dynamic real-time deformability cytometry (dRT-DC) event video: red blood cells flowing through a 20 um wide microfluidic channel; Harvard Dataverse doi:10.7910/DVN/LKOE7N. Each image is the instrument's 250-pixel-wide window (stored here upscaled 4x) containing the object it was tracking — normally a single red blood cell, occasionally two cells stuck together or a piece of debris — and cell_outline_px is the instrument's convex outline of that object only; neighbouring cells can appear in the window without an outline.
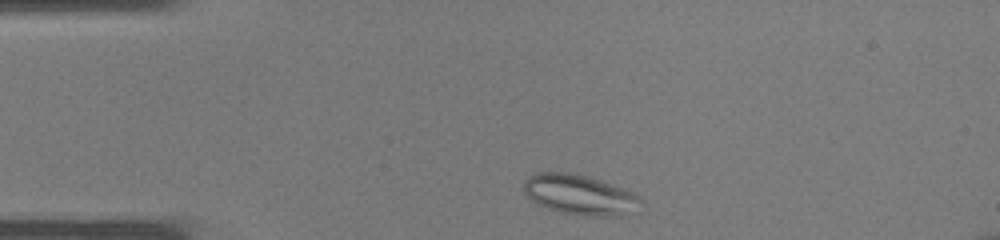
{"species": "common noctule bat (a hibernating species)", "species_latin": "Nyctalus noctula", "temperature_condition": "warm", "stored_images_in_passage": 31, "camera_frame_rate_fps": 3000, "um_per_image_px": 0.085, "animal": {"sex": "male", "body_mass_g": 19.0, "forearm_length_mm": 50.8}, "frame": {"image": 1, "passage_image": 2, "time_ms": 0.333, "image_size_px": [1000, 240], "cell_outline_px": [[644, 204], [620, 216], [592, 216], [560, 212], [536, 204], [524, 192], [524, 184], [528, 176], [536, 172], [568, 172], [588, 176], [600, 180], [640, 196]], "centroid_in_image_um": [49.25, 16.55], "position_along_channel_um": 35.7, "area_um2": 27.11}}
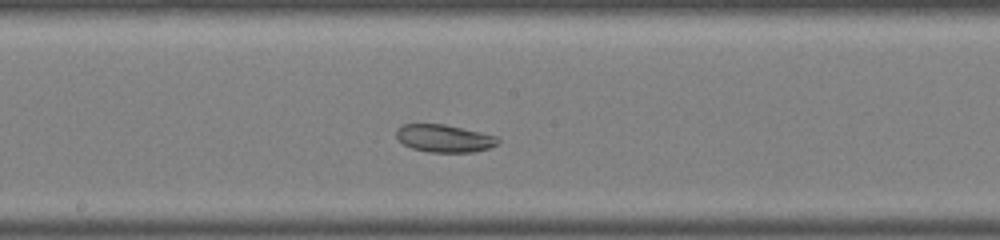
{"frame": {"image": 2, "passage_image": 14, "time_ms": 4.333, "image_size_px": [1000, 240], "cell_outline_px": [[500, 144], [488, 148], [472, 152], [428, 152], [412, 148], [404, 144], [396, 136], [396, 128], [404, 124], [444, 124], [500, 136]], "centroid_in_image_um": [37.81, 11.76], "position_along_channel_um": 210.4, "area_um2": 16.47}}
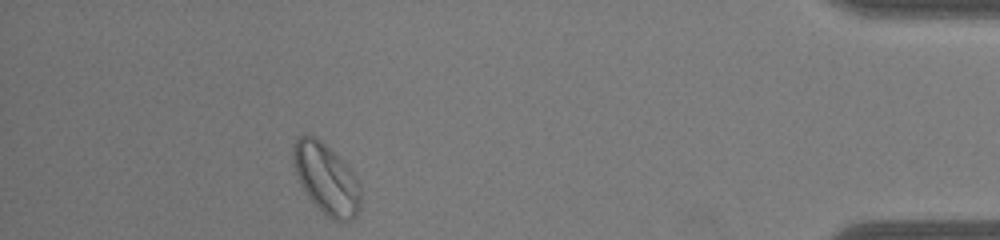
{"frame": {"image": 3, "passage_image": 28, "time_ms": 9.0, "image_size_px": [1000, 240], "cell_outline_px": [[360, 208], [356, 216], [348, 224], [336, 220], [328, 216], [308, 196], [300, 184], [296, 172], [292, 156], [292, 148], [296, 140], [300, 136], [312, 136], [320, 140], [352, 172], [360, 184]], "centroid_in_image_um": [27.75, 15.24], "position_along_channel_um": 407.5, "area_um2": 27.05}}